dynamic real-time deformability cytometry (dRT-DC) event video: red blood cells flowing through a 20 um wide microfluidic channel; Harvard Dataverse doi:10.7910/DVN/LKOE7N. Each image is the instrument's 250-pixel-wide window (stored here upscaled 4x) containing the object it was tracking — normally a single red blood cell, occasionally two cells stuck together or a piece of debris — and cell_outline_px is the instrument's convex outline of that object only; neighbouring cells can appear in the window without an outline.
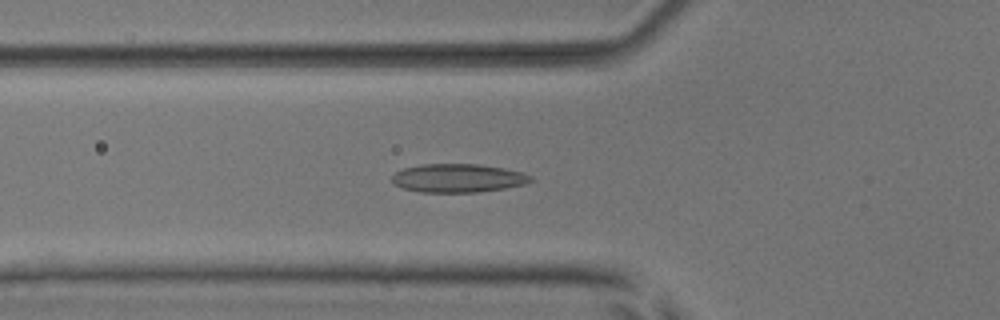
{"species": "common noctule bat (a hibernating species)", "species_latin": "Nyctalus noctula", "temperature_condition": "room temperature", "stored_images_in_passage": 54, "camera_frame_rate_fps": 3000, "um_per_image_px": 0.085, "animal": {"sex": "male", "body_mass_g": 17.9, "forearm_length_mm": 54.2}, "frame": {"image": 1, "passage_image": 20, "time_ms": 6.333, "image_size_px": [1000, 320], "cell_outline_px": [[532, 180], [524, 184], [504, 188], [480, 192], [420, 192], [404, 188], [396, 184], [392, 180], [392, 176], [396, 172], [404, 168], [420, 164], [480, 164], [504, 168], [520, 172], [532, 176]], "centroid_in_image_um": [38.93, 15.13], "position_along_channel_um": 86.9, "area_um2": 22.89}}
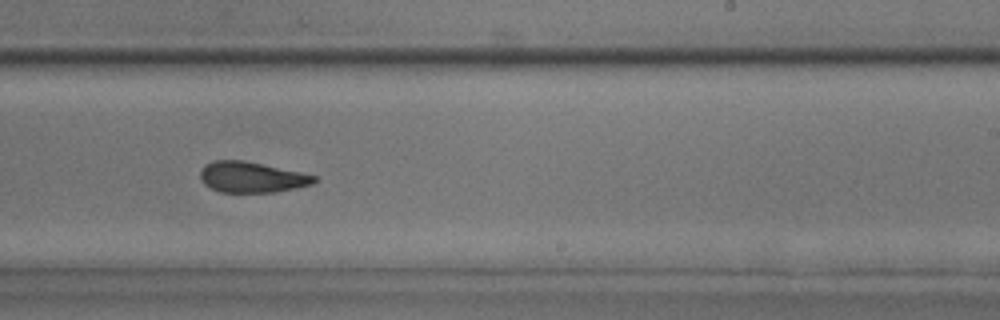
{"frame": {"image": 2, "passage_image": 34, "time_ms": 11.0, "image_size_px": [1000, 320], "cell_outline_px": [[316, 180], [312, 184], [296, 188], [276, 192], [220, 192], [204, 184], [200, 180], [200, 168], [204, 164], [212, 160], [244, 160], [300, 172], [316, 176]], "centroid_in_image_um": [21.34, 15.05], "position_along_channel_um": 267.7, "area_um2": 20.46}}
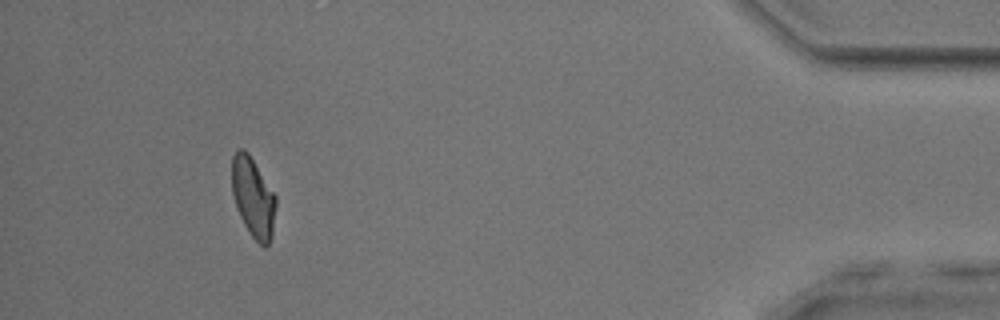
{"frame": {"image": 3, "passage_image": 50, "time_ms": 16.333, "image_size_px": [1000, 320], "cell_outline_px": [[276, 208], [272, 236], [268, 244], [264, 248], [252, 236], [244, 224], [236, 208], [232, 192], [232, 156], [236, 148], [244, 148], [248, 152], [276, 196]], "centroid_in_image_um": [21.51, 16.76], "position_along_channel_um": 413.7, "area_um2": 20.52}, "authors_computed_cell_mechanics": {"area_um2": 21.4438, "velocity_mm_per_s": 3.8801, "shape_relaxation_time_tau1_ms": null, "shape_relaxation_time_tau2_ms": 2.4194, "deformation_change_tau1": null, "deformation_change_tau2": 0.0846}}